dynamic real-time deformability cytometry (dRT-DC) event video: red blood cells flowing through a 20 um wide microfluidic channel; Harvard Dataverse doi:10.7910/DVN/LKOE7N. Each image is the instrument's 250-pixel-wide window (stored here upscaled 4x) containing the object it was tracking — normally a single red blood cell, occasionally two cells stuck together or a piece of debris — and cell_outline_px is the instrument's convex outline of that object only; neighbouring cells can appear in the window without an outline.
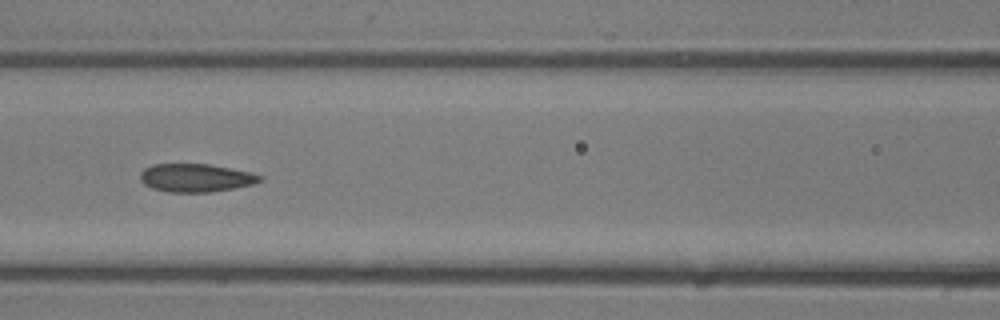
{"species": "common noctule bat (a hibernating species)", "species_latin": "Nyctalus noctula", "temperature_condition": "room temperature", "stored_images_in_passage": 27, "camera_frame_rate_fps": 3000, "um_per_image_px": 0.085, "animal": {"sex": "male", "body_mass_g": 13.3}, "frame": {"image": 1, "passage_image": 8, "time_ms": 2.333, "image_size_px": [1000, 320], "cell_outline_px": [[264, 180], [252, 184], [232, 188], [208, 192], [168, 192], [152, 188], [144, 184], [140, 180], [140, 172], [144, 168], [152, 164], [208, 164], [252, 172], [264, 176]], "centroid_in_image_um": [16.64, 15.11], "position_along_channel_um": 150.0, "area_um2": 19.71}}
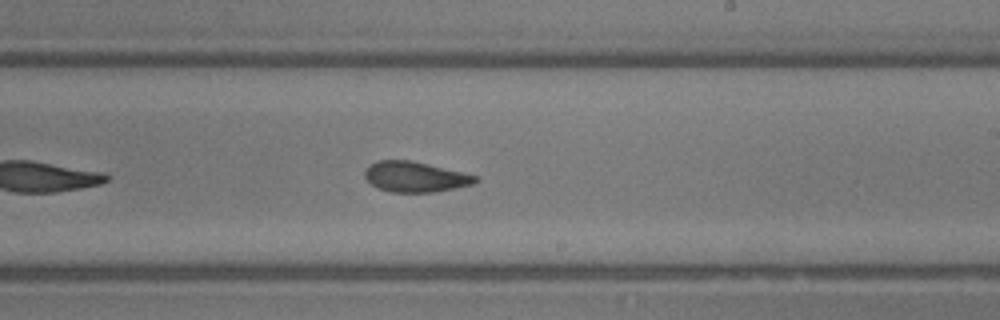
{"frame": {"image": 2, "passage_image": 13, "time_ms": 4.0, "image_size_px": [1000, 320], "cell_outline_px": [[480, 180], [472, 184], [432, 192], [392, 192], [380, 188], [372, 184], [364, 176], [364, 172], [368, 164], [380, 160], [408, 160], [428, 164], [464, 172], [480, 176]], "centroid_in_image_um": [35.31, 15.02], "position_along_channel_um": 253.7, "area_um2": 19.48}}
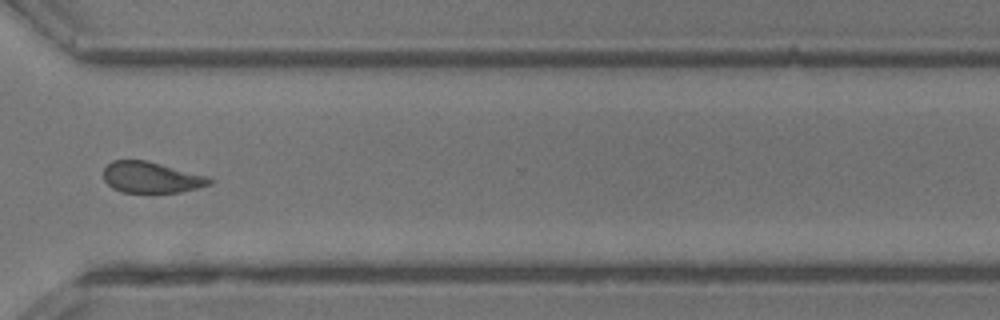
{"frame": {"image": 3, "passage_image": 18, "time_ms": 5.667, "image_size_px": [1000, 320], "cell_outline_px": [[212, 184], [180, 192], [124, 192], [112, 188], [104, 180], [104, 168], [112, 160], [144, 160], [212, 176]], "centroid_in_image_um": [12.9, 15.07], "position_along_channel_um": 357.7, "area_um2": 19.25}}